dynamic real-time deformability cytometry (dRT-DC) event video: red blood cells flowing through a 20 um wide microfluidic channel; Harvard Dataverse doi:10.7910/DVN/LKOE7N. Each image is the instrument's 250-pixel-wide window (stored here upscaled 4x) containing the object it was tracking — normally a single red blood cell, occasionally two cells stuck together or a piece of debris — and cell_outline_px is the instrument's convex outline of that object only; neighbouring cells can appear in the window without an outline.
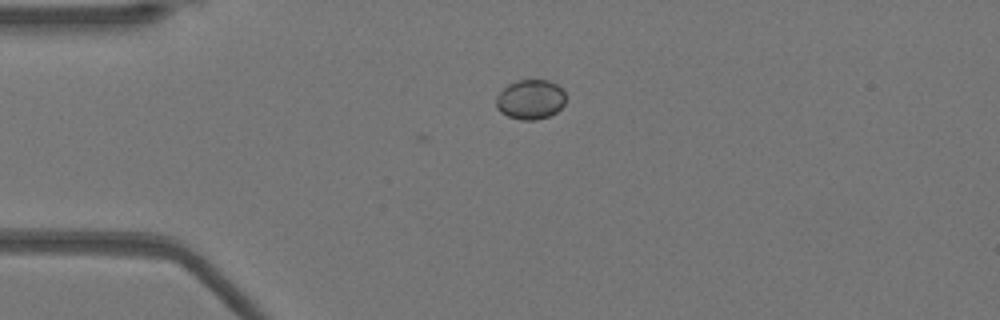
{"species": "Egyptian fruit bat (a non-hibernating species)", "species_latin": "Rousettus aegyptiacus", "temperature_condition": "warm", "stored_images_in_passage": 3, "camera_frame_rate_fps": 3000, "um_per_image_px": 0.085, "animal": {"sex": "female"}, "frame": {"image": 1, "passage_image": 3, "time_ms": 0.667, "image_size_px": [1000, 320], "cell_outline_px": [[564, 104], [556, 112], [548, 116], [536, 120], [520, 120], [508, 116], [500, 112], [496, 108], [496, 96], [508, 84], [516, 80], [548, 80], [564, 88]], "centroid_in_image_um": [45.07, 8.45], "position_along_channel_um": 39.9, "area_um2": 16.18}}